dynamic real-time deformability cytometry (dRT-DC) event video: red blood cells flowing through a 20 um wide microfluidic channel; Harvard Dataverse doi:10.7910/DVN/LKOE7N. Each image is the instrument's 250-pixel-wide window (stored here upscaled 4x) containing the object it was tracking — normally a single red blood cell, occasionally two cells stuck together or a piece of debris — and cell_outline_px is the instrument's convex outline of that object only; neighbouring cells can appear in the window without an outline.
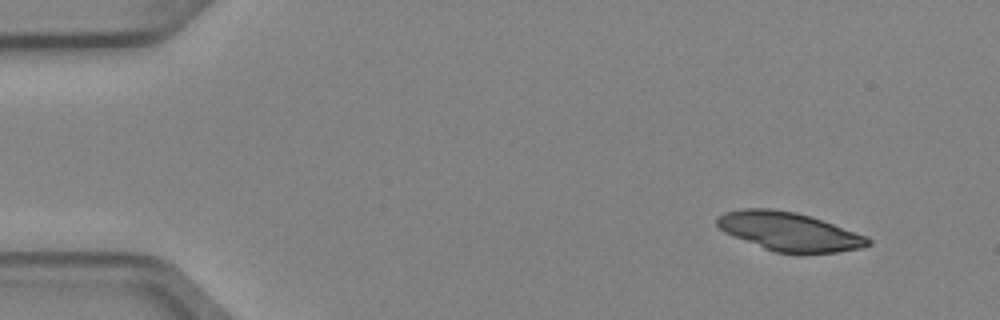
{"species": "Egyptian fruit bat (a non-hibernating species)", "species_latin": "Rousettus aegyptiacus", "temperature_condition": "cold", "stored_images_in_passage": 3, "camera_frame_rate_fps": 3000, "um_per_image_px": 0.085, "animal": {"sex": "female"}, "frame": {"image": 1, "passage_image": 1, "time_ms": 0.0, "image_size_px": [1000, 320], "cell_outline_px": [[872, 244], [860, 248], [836, 252], [776, 252], [764, 248], [724, 232], [716, 224], [716, 220], [724, 212], [744, 208], [768, 208], [796, 212], [868, 236], [872, 240]], "centroid_in_image_um": [67.07, 19.67], "position_along_channel_um": 17.9, "area_um2": 33.35}}